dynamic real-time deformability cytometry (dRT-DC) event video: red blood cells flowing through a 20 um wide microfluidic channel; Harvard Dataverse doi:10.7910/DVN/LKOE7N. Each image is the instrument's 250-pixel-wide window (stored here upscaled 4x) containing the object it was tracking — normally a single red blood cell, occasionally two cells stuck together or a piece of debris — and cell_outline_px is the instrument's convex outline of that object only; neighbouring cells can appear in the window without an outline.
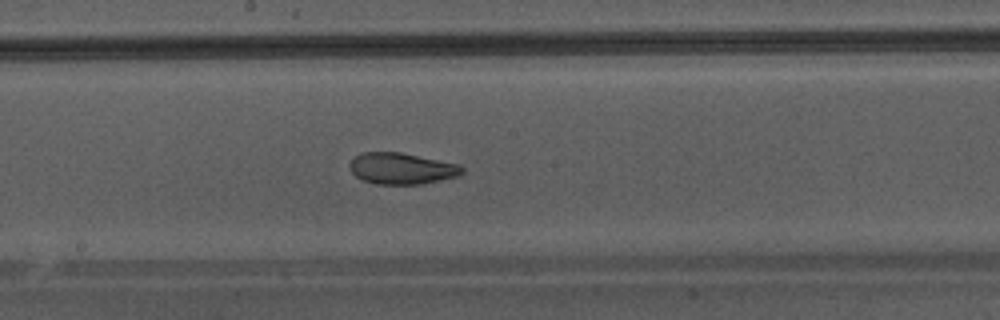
{"species": "Egyptian fruit bat (a non-hibernating species)", "species_latin": "Rousettus aegyptiacus", "temperature_condition": "warm", "stored_images_in_passage": 48, "camera_frame_rate_fps": 3000, "um_per_image_px": 0.085, "animal": {"sex": "male"}, "frame": {"image": 1, "passage_image": 28, "time_ms": 9.0, "image_size_px": [1000, 320], "cell_outline_px": [[464, 172], [456, 176], [420, 184], [376, 184], [364, 180], [356, 176], [352, 172], [348, 164], [356, 156], [364, 152], [400, 152], [460, 164], [464, 168]], "centroid_in_image_um": [34.14, 14.31], "position_along_channel_um": 214.1, "area_um2": 20.35}}